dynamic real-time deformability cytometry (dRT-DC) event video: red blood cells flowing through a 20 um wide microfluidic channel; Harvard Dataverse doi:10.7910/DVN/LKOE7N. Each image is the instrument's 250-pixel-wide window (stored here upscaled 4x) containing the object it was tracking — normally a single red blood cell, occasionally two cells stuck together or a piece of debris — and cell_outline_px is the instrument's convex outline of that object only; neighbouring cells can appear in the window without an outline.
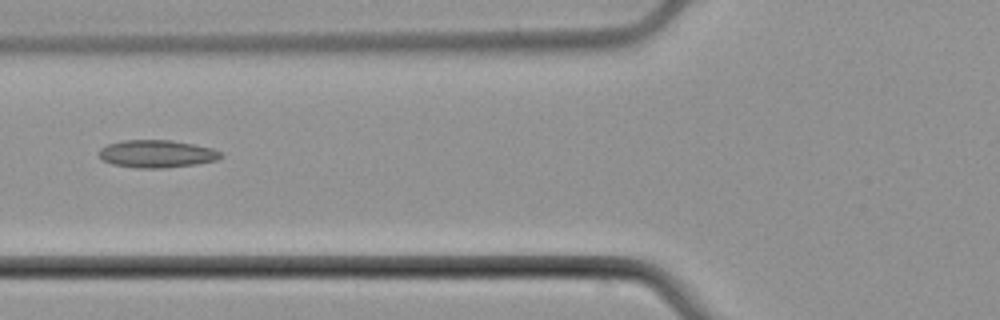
{"species": "common noctule bat (a hibernating species)", "species_latin": "Nyctalus noctula", "temperature_condition": "cold", "stored_images_in_passage": 7, "camera_frame_rate_fps": 3000, "um_per_image_px": 0.085, "animal": {"sex": "male", "body_mass_g": 21.5, "forearm_length_mm": 52.0}, "frame": {"image": 1, "passage_image": 5, "time_ms": 5.0, "image_size_px": [1000, 320], "cell_outline_px": [[224, 156], [216, 160], [196, 164], [164, 168], [136, 168], [112, 164], [104, 160], [100, 156], [100, 148], [108, 144], [124, 140], [172, 140], [212, 148], [220, 152]], "centroid_in_image_um": [13.34, 13.08], "position_along_channel_um": 112.5, "area_um2": 19.48}}
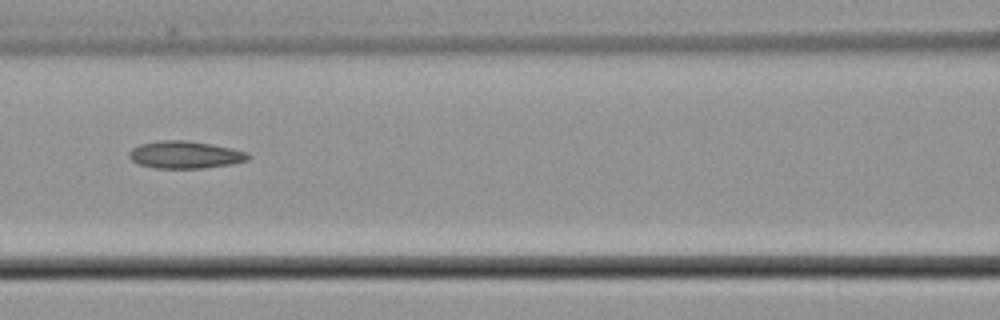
{"frame": {"image": 2, "passage_image": 6, "time_ms": 6.0, "image_size_px": [1000, 320], "cell_outline_px": [[252, 156], [248, 160], [232, 164], [204, 168], [156, 168], [136, 164], [128, 156], [128, 152], [132, 148], [140, 144], [160, 140], [188, 140], [212, 144], [232, 148], [248, 152]], "centroid_in_image_um": [15.74, 13.15], "position_along_channel_um": 150.9, "area_um2": 19.25}}
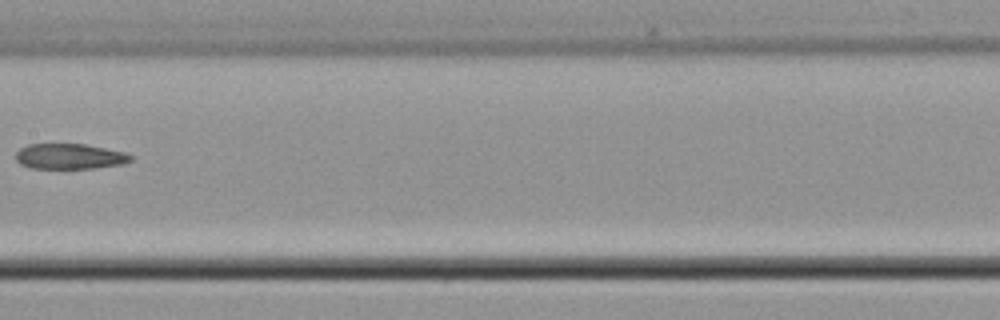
{"frame": {"image": 3, "passage_image": 7, "time_ms": 7.333, "image_size_px": [1000, 320], "cell_outline_px": [[132, 160], [124, 164], [92, 168], [32, 168], [20, 164], [16, 160], [16, 152], [20, 148], [28, 144], [84, 144], [124, 152], [132, 156]], "centroid_in_image_um": [5.9, 13.29], "position_along_channel_um": 201.5, "area_um2": 16.94}}